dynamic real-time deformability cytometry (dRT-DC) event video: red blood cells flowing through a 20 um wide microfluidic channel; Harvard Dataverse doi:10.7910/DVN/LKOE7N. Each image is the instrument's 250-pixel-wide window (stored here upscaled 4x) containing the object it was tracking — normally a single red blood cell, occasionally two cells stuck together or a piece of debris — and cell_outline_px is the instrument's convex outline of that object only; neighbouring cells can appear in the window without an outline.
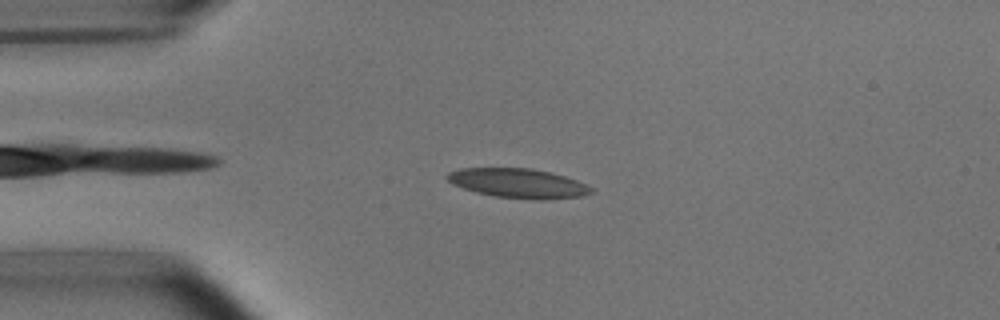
{"species": "common noctule bat (a hibernating species)", "species_latin": "Nyctalus noctula", "temperature_condition": "room temperature", "stored_images_in_passage": 45, "camera_frame_rate_fps": 3000, "um_per_image_px": 0.085, "animal": {"sex": "male", "body_mass_g": 15.6}, "frame": {"image": 1, "passage_image": 5, "time_ms": 1.333, "image_size_px": [1000, 320], "cell_outline_px": [[596, 192], [580, 196], [544, 200], [536, 200], [496, 196], [476, 192], [452, 184], [444, 176], [448, 172], [460, 168], [532, 168], [552, 172], [588, 184]], "centroid_in_image_um": [44.07, 15.57], "position_along_channel_um": 40.9, "area_um2": 24.85}}
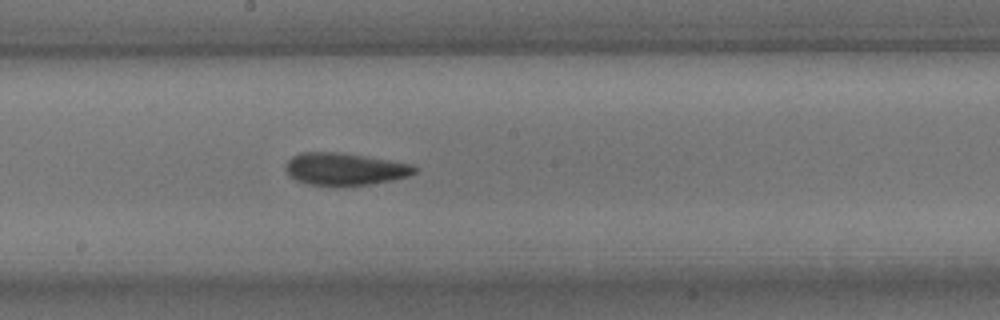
{"frame": {"image": 2, "passage_image": 21, "time_ms": 6.667, "image_size_px": [1000, 320], "cell_outline_px": [[416, 172], [408, 176], [392, 180], [368, 184], [308, 184], [296, 180], [284, 168], [288, 160], [292, 156], [300, 152], [336, 152], [364, 156], [412, 164], [416, 168]], "centroid_in_image_um": [29.29, 14.34], "position_along_channel_um": 218.9, "area_um2": 23.64}}
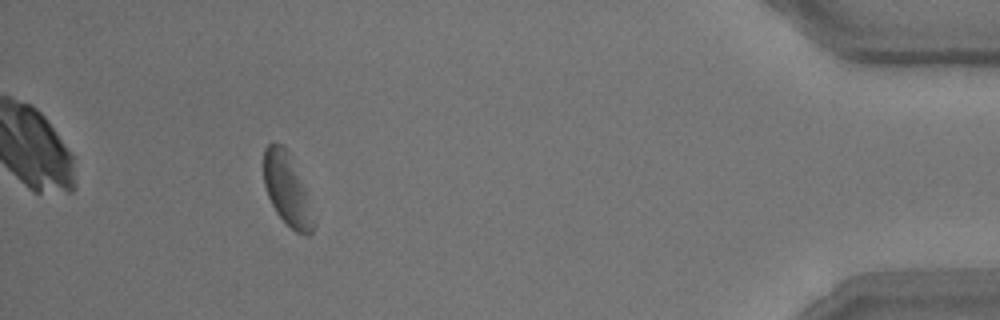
{"frame": {"image": 3, "passage_image": 41, "time_ms": 13.333, "image_size_px": [1000, 320], "cell_outline_px": [[316, 224], [312, 232], [308, 236], [296, 232], [276, 212], [268, 196], [264, 184], [264, 148], [268, 144], [284, 144], [288, 152], [304, 188]], "centroid_in_image_um": [24.39, 16.13], "position_along_channel_um": 410.8, "area_um2": 20.35}, "authors_computed_cell_mechanics": {"area_um2": 23.8714, "velocity_mm_per_s": 3.7548, "shape_relaxation_time_tau1_ms": 7.3311, "shape_relaxation_time_tau2_ms": 2.3753, "deformation_change_tau1": 0.139, "deformation_change_tau2": 0.0781}}